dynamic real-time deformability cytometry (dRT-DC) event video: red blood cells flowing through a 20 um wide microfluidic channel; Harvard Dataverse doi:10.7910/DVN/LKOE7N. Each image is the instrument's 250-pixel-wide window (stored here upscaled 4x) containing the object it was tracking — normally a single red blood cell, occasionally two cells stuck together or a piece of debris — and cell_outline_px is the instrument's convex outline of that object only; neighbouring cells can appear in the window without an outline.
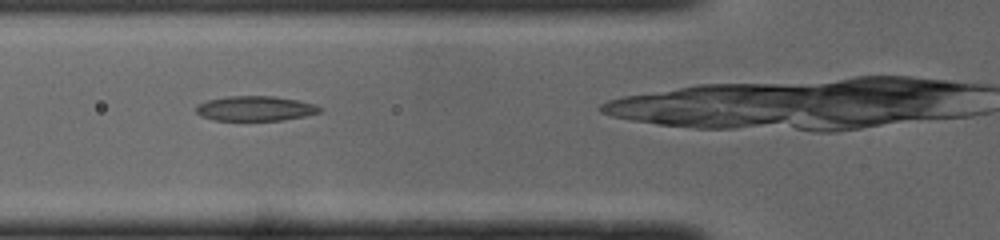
{"species": "common noctule bat (a hibernating species)", "species_latin": "Nyctalus noctula", "temperature_condition": "cold", "stored_images_in_passage": 34, "camera_frame_rate_fps": 3000, "um_per_image_px": 0.085, "animal": {"sex": "male", "body_mass_g": 19.0, "forearm_length_mm": 50.8}, "frame": {"image": 1, "passage_image": 11, "time_ms": 3.333, "image_size_px": [1000, 240], "cell_outline_px": [[324, 108], [320, 112], [304, 116], [284, 120], [216, 120], [200, 116], [196, 112], [196, 108], [200, 104], [208, 100], [228, 96], [272, 96], [296, 100], [312, 104]], "centroid_in_image_um": [21.7, 9.22], "position_along_channel_um": 104.1, "area_um2": 17.69}}
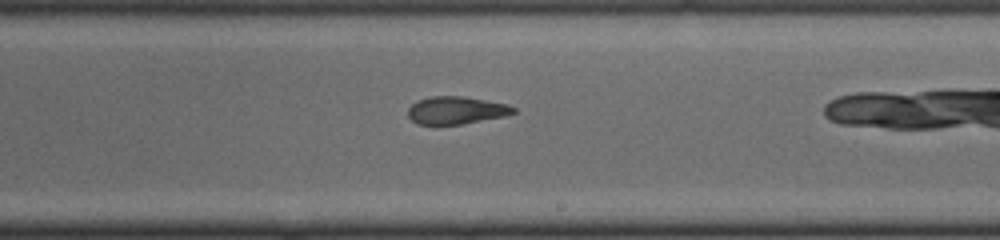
{"frame": {"image": 2, "passage_image": 22, "time_ms": 7.0, "image_size_px": [1000, 240], "cell_outline_px": [[516, 112], [504, 116], [460, 124], [416, 124], [408, 116], [408, 108], [412, 104], [420, 100], [432, 96], [464, 96], [508, 104], [516, 108]], "centroid_in_image_um": [38.78, 9.37], "position_along_channel_um": 250.2, "area_um2": 16.82}}
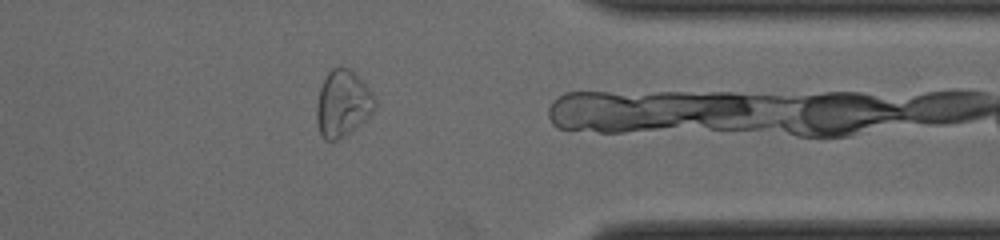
{"frame": {"image": 3, "passage_image": 33, "time_ms": 10.667, "image_size_px": [1000, 240], "cell_outline_px": [[376, 108], [364, 120], [344, 136], [336, 140], [324, 140], [320, 132], [316, 120], [316, 104], [320, 88], [328, 72], [332, 68], [348, 68], [364, 80], [372, 92], [376, 100]], "centroid_in_image_um": [29.13, 8.79], "position_along_channel_um": 382.3, "area_um2": 22.48}}